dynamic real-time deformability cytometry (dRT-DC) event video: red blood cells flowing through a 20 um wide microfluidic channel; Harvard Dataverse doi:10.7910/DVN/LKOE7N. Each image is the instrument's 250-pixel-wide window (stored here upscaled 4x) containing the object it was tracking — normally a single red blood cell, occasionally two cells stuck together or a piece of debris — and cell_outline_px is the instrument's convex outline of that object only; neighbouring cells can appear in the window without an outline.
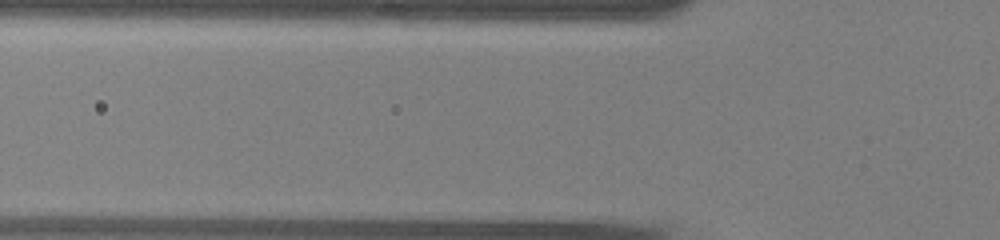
{"species": "common noctule bat (a hibernating species)", "species_latin": "Nyctalus noctula", "temperature_condition": "warm", "stored_images_in_passage": 5, "camera_frame_rate_fps": 3000, "um_per_image_px": 0.085, "animal": {"sex": "male", "body_mass_g": 13.0, "forearm_length_mm": 53.1}, "frame": {"image": 1, "passage_image": 2, "time_ms": 0.333, "image_size_px": [1000, 240], "cell_outline_px": [[336, 64], [296, 72], [276, 72], [212, 68], [212, 56], [280, 56], [324, 60]], "centroid_in_image_um": [22.75, 5.4], "position_along_channel_um": 103.1, "area_um2": 11.1}}